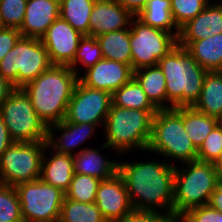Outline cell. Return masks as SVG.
I'll use <instances>...</instances> for the list:
<instances>
[{"label": "cell", "mask_w": 222, "mask_h": 222, "mask_svg": "<svg viewBox=\"0 0 222 222\" xmlns=\"http://www.w3.org/2000/svg\"><path fill=\"white\" fill-rule=\"evenodd\" d=\"M131 67L133 71L156 66L178 45V35L144 24L137 17L130 22Z\"/></svg>", "instance_id": "obj_10"}, {"label": "cell", "mask_w": 222, "mask_h": 222, "mask_svg": "<svg viewBox=\"0 0 222 222\" xmlns=\"http://www.w3.org/2000/svg\"><path fill=\"white\" fill-rule=\"evenodd\" d=\"M175 166L173 217L188 209L208 204L218 184L214 163L192 161Z\"/></svg>", "instance_id": "obj_6"}, {"label": "cell", "mask_w": 222, "mask_h": 222, "mask_svg": "<svg viewBox=\"0 0 222 222\" xmlns=\"http://www.w3.org/2000/svg\"><path fill=\"white\" fill-rule=\"evenodd\" d=\"M59 16L60 0H27L21 36L41 39Z\"/></svg>", "instance_id": "obj_18"}, {"label": "cell", "mask_w": 222, "mask_h": 222, "mask_svg": "<svg viewBox=\"0 0 222 222\" xmlns=\"http://www.w3.org/2000/svg\"><path fill=\"white\" fill-rule=\"evenodd\" d=\"M181 117L184 129L197 149L203 144L209 133L221 122L219 119L205 115L193 107H181Z\"/></svg>", "instance_id": "obj_26"}, {"label": "cell", "mask_w": 222, "mask_h": 222, "mask_svg": "<svg viewBox=\"0 0 222 222\" xmlns=\"http://www.w3.org/2000/svg\"><path fill=\"white\" fill-rule=\"evenodd\" d=\"M20 37L19 29L0 27V61L13 49Z\"/></svg>", "instance_id": "obj_39"}, {"label": "cell", "mask_w": 222, "mask_h": 222, "mask_svg": "<svg viewBox=\"0 0 222 222\" xmlns=\"http://www.w3.org/2000/svg\"><path fill=\"white\" fill-rule=\"evenodd\" d=\"M157 111L128 109L112 104L103 126L107 140L101 149L112 148L118 154L134 149L147 151L152 120Z\"/></svg>", "instance_id": "obj_4"}, {"label": "cell", "mask_w": 222, "mask_h": 222, "mask_svg": "<svg viewBox=\"0 0 222 222\" xmlns=\"http://www.w3.org/2000/svg\"><path fill=\"white\" fill-rule=\"evenodd\" d=\"M186 50L207 71H222V33L193 41Z\"/></svg>", "instance_id": "obj_24"}, {"label": "cell", "mask_w": 222, "mask_h": 222, "mask_svg": "<svg viewBox=\"0 0 222 222\" xmlns=\"http://www.w3.org/2000/svg\"><path fill=\"white\" fill-rule=\"evenodd\" d=\"M60 222H107L96 203L77 202L64 197Z\"/></svg>", "instance_id": "obj_30"}, {"label": "cell", "mask_w": 222, "mask_h": 222, "mask_svg": "<svg viewBox=\"0 0 222 222\" xmlns=\"http://www.w3.org/2000/svg\"><path fill=\"white\" fill-rule=\"evenodd\" d=\"M0 115L14 142L47 141L48 126L37 115L30 98L16 88L0 106Z\"/></svg>", "instance_id": "obj_8"}, {"label": "cell", "mask_w": 222, "mask_h": 222, "mask_svg": "<svg viewBox=\"0 0 222 222\" xmlns=\"http://www.w3.org/2000/svg\"><path fill=\"white\" fill-rule=\"evenodd\" d=\"M52 151L49 146L46 145L42 158L41 167V179L56 188H59L62 192L66 193L72 177L73 171V156L60 154L53 151L49 156H46L48 152ZM46 152V153H45Z\"/></svg>", "instance_id": "obj_21"}, {"label": "cell", "mask_w": 222, "mask_h": 222, "mask_svg": "<svg viewBox=\"0 0 222 222\" xmlns=\"http://www.w3.org/2000/svg\"><path fill=\"white\" fill-rule=\"evenodd\" d=\"M133 17L116 0H96L89 20V36L127 29Z\"/></svg>", "instance_id": "obj_17"}, {"label": "cell", "mask_w": 222, "mask_h": 222, "mask_svg": "<svg viewBox=\"0 0 222 222\" xmlns=\"http://www.w3.org/2000/svg\"><path fill=\"white\" fill-rule=\"evenodd\" d=\"M47 141L13 142L0 157V184L16 186L40 179Z\"/></svg>", "instance_id": "obj_9"}, {"label": "cell", "mask_w": 222, "mask_h": 222, "mask_svg": "<svg viewBox=\"0 0 222 222\" xmlns=\"http://www.w3.org/2000/svg\"><path fill=\"white\" fill-rule=\"evenodd\" d=\"M147 152L182 163L197 160L198 149L184 129L181 107L159 109L153 116L152 135Z\"/></svg>", "instance_id": "obj_5"}, {"label": "cell", "mask_w": 222, "mask_h": 222, "mask_svg": "<svg viewBox=\"0 0 222 222\" xmlns=\"http://www.w3.org/2000/svg\"><path fill=\"white\" fill-rule=\"evenodd\" d=\"M118 174L125 183L134 210H164L173 217L174 164L168 160L135 163L120 161Z\"/></svg>", "instance_id": "obj_1"}, {"label": "cell", "mask_w": 222, "mask_h": 222, "mask_svg": "<svg viewBox=\"0 0 222 222\" xmlns=\"http://www.w3.org/2000/svg\"><path fill=\"white\" fill-rule=\"evenodd\" d=\"M222 33V2H210L195 18L179 29L178 45L187 48L193 41Z\"/></svg>", "instance_id": "obj_16"}, {"label": "cell", "mask_w": 222, "mask_h": 222, "mask_svg": "<svg viewBox=\"0 0 222 222\" xmlns=\"http://www.w3.org/2000/svg\"><path fill=\"white\" fill-rule=\"evenodd\" d=\"M222 150V122H220L204 140L197 152V160L215 163Z\"/></svg>", "instance_id": "obj_36"}, {"label": "cell", "mask_w": 222, "mask_h": 222, "mask_svg": "<svg viewBox=\"0 0 222 222\" xmlns=\"http://www.w3.org/2000/svg\"><path fill=\"white\" fill-rule=\"evenodd\" d=\"M98 126L89 123L68 122L64 119L48 126L47 145L57 153L74 156L76 154L75 148L83 145L82 143H85L95 133ZM54 131H61L62 134L57 138Z\"/></svg>", "instance_id": "obj_19"}, {"label": "cell", "mask_w": 222, "mask_h": 222, "mask_svg": "<svg viewBox=\"0 0 222 222\" xmlns=\"http://www.w3.org/2000/svg\"><path fill=\"white\" fill-rule=\"evenodd\" d=\"M16 88L0 75V106Z\"/></svg>", "instance_id": "obj_43"}, {"label": "cell", "mask_w": 222, "mask_h": 222, "mask_svg": "<svg viewBox=\"0 0 222 222\" xmlns=\"http://www.w3.org/2000/svg\"><path fill=\"white\" fill-rule=\"evenodd\" d=\"M208 205L222 213V183H218L215 191L210 195Z\"/></svg>", "instance_id": "obj_42"}, {"label": "cell", "mask_w": 222, "mask_h": 222, "mask_svg": "<svg viewBox=\"0 0 222 222\" xmlns=\"http://www.w3.org/2000/svg\"><path fill=\"white\" fill-rule=\"evenodd\" d=\"M27 0H0V27L20 29Z\"/></svg>", "instance_id": "obj_35"}, {"label": "cell", "mask_w": 222, "mask_h": 222, "mask_svg": "<svg viewBox=\"0 0 222 222\" xmlns=\"http://www.w3.org/2000/svg\"><path fill=\"white\" fill-rule=\"evenodd\" d=\"M101 59H103V55L96 37L84 35L79 41L75 57L69 67L79 76L80 71H78V62L79 64L81 63V66L83 65L86 70Z\"/></svg>", "instance_id": "obj_32"}, {"label": "cell", "mask_w": 222, "mask_h": 222, "mask_svg": "<svg viewBox=\"0 0 222 222\" xmlns=\"http://www.w3.org/2000/svg\"><path fill=\"white\" fill-rule=\"evenodd\" d=\"M171 222H187L182 216H174L172 217Z\"/></svg>", "instance_id": "obj_45"}, {"label": "cell", "mask_w": 222, "mask_h": 222, "mask_svg": "<svg viewBox=\"0 0 222 222\" xmlns=\"http://www.w3.org/2000/svg\"><path fill=\"white\" fill-rule=\"evenodd\" d=\"M96 0H60V17L82 35L89 36V20Z\"/></svg>", "instance_id": "obj_28"}, {"label": "cell", "mask_w": 222, "mask_h": 222, "mask_svg": "<svg viewBox=\"0 0 222 222\" xmlns=\"http://www.w3.org/2000/svg\"><path fill=\"white\" fill-rule=\"evenodd\" d=\"M129 13L136 17L146 6L148 0H116Z\"/></svg>", "instance_id": "obj_40"}, {"label": "cell", "mask_w": 222, "mask_h": 222, "mask_svg": "<svg viewBox=\"0 0 222 222\" xmlns=\"http://www.w3.org/2000/svg\"><path fill=\"white\" fill-rule=\"evenodd\" d=\"M218 183H222V160L214 163Z\"/></svg>", "instance_id": "obj_44"}, {"label": "cell", "mask_w": 222, "mask_h": 222, "mask_svg": "<svg viewBox=\"0 0 222 222\" xmlns=\"http://www.w3.org/2000/svg\"><path fill=\"white\" fill-rule=\"evenodd\" d=\"M78 75L69 66L52 65L21 89L47 126L65 119Z\"/></svg>", "instance_id": "obj_2"}, {"label": "cell", "mask_w": 222, "mask_h": 222, "mask_svg": "<svg viewBox=\"0 0 222 222\" xmlns=\"http://www.w3.org/2000/svg\"><path fill=\"white\" fill-rule=\"evenodd\" d=\"M0 222H24L15 186L0 184Z\"/></svg>", "instance_id": "obj_33"}, {"label": "cell", "mask_w": 222, "mask_h": 222, "mask_svg": "<svg viewBox=\"0 0 222 222\" xmlns=\"http://www.w3.org/2000/svg\"><path fill=\"white\" fill-rule=\"evenodd\" d=\"M136 17L146 25L179 34L171 15V0H148L145 8Z\"/></svg>", "instance_id": "obj_27"}, {"label": "cell", "mask_w": 222, "mask_h": 222, "mask_svg": "<svg viewBox=\"0 0 222 222\" xmlns=\"http://www.w3.org/2000/svg\"><path fill=\"white\" fill-rule=\"evenodd\" d=\"M51 66L47 49L41 40L21 36L0 61V75L15 88H22Z\"/></svg>", "instance_id": "obj_7"}, {"label": "cell", "mask_w": 222, "mask_h": 222, "mask_svg": "<svg viewBox=\"0 0 222 222\" xmlns=\"http://www.w3.org/2000/svg\"><path fill=\"white\" fill-rule=\"evenodd\" d=\"M172 216L160 211L132 210L126 216L113 222H171Z\"/></svg>", "instance_id": "obj_38"}, {"label": "cell", "mask_w": 222, "mask_h": 222, "mask_svg": "<svg viewBox=\"0 0 222 222\" xmlns=\"http://www.w3.org/2000/svg\"><path fill=\"white\" fill-rule=\"evenodd\" d=\"M210 0H171V15L178 29L204 10Z\"/></svg>", "instance_id": "obj_34"}, {"label": "cell", "mask_w": 222, "mask_h": 222, "mask_svg": "<svg viewBox=\"0 0 222 222\" xmlns=\"http://www.w3.org/2000/svg\"><path fill=\"white\" fill-rule=\"evenodd\" d=\"M24 222L59 221L65 193L41 178L15 186Z\"/></svg>", "instance_id": "obj_11"}, {"label": "cell", "mask_w": 222, "mask_h": 222, "mask_svg": "<svg viewBox=\"0 0 222 222\" xmlns=\"http://www.w3.org/2000/svg\"><path fill=\"white\" fill-rule=\"evenodd\" d=\"M157 65L166 79L167 109L192 107L199 99L207 70L179 45L164 55Z\"/></svg>", "instance_id": "obj_3"}, {"label": "cell", "mask_w": 222, "mask_h": 222, "mask_svg": "<svg viewBox=\"0 0 222 222\" xmlns=\"http://www.w3.org/2000/svg\"><path fill=\"white\" fill-rule=\"evenodd\" d=\"M112 104L128 109L158 110L134 78L112 94Z\"/></svg>", "instance_id": "obj_29"}, {"label": "cell", "mask_w": 222, "mask_h": 222, "mask_svg": "<svg viewBox=\"0 0 222 222\" xmlns=\"http://www.w3.org/2000/svg\"><path fill=\"white\" fill-rule=\"evenodd\" d=\"M195 110L222 122V71H207Z\"/></svg>", "instance_id": "obj_22"}, {"label": "cell", "mask_w": 222, "mask_h": 222, "mask_svg": "<svg viewBox=\"0 0 222 222\" xmlns=\"http://www.w3.org/2000/svg\"><path fill=\"white\" fill-rule=\"evenodd\" d=\"M96 39L100 44L103 59L131 66L130 27L101 34Z\"/></svg>", "instance_id": "obj_25"}, {"label": "cell", "mask_w": 222, "mask_h": 222, "mask_svg": "<svg viewBox=\"0 0 222 222\" xmlns=\"http://www.w3.org/2000/svg\"><path fill=\"white\" fill-rule=\"evenodd\" d=\"M96 148H80L73 156V171L101 180L109 179L118 173L119 162L104 158Z\"/></svg>", "instance_id": "obj_20"}, {"label": "cell", "mask_w": 222, "mask_h": 222, "mask_svg": "<svg viewBox=\"0 0 222 222\" xmlns=\"http://www.w3.org/2000/svg\"><path fill=\"white\" fill-rule=\"evenodd\" d=\"M100 182L101 179L96 177L74 173L65 197L77 202L95 203Z\"/></svg>", "instance_id": "obj_31"}, {"label": "cell", "mask_w": 222, "mask_h": 222, "mask_svg": "<svg viewBox=\"0 0 222 222\" xmlns=\"http://www.w3.org/2000/svg\"><path fill=\"white\" fill-rule=\"evenodd\" d=\"M111 105L110 93L89 88L78 80L69 101L65 119L73 123L104 126Z\"/></svg>", "instance_id": "obj_12"}, {"label": "cell", "mask_w": 222, "mask_h": 222, "mask_svg": "<svg viewBox=\"0 0 222 222\" xmlns=\"http://www.w3.org/2000/svg\"><path fill=\"white\" fill-rule=\"evenodd\" d=\"M14 141L11 139L7 126L0 115V157Z\"/></svg>", "instance_id": "obj_41"}, {"label": "cell", "mask_w": 222, "mask_h": 222, "mask_svg": "<svg viewBox=\"0 0 222 222\" xmlns=\"http://www.w3.org/2000/svg\"><path fill=\"white\" fill-rule=\"evenodd\" d=\"M83 36L59 16L40 40L47 49L52 65L69 66Z\"/></svg>", "instance_id": "obj_13"}, {"label": "cell", "mask_w": 222, "mask_h": 222, "mask_svg": "<svg viewBox=\"0 0 222 222\" xmlns=\"http://www.w3.org/2000/svg\"><path fill=\"white\" fill-rule=\"evenodd\" d=\"M181 216L187 222H222V213L208 204L188 209Z\"/></svg>", "instance_id": "obj_37"}, {"label": "cell", "mask_w": 222, "mask_h": 222, "mask_svg": "<svg viewBox=\"0 0 222 222\" xmlns=\"http://www.w3.org/2000/svg\"><path fill=\"white\" fill-rule=\"evenodd\" d=\"M85 71L82 76H78V80L83 85L108 92L111 95L128 83L134 73L130 65L107 59L99 60Z\"/></svg>", "instance_id": "obj_14"}, {"label": "cell", "mask_w": 222, "mask_h": 222, "mask_svg": "<svg viewBox=\"0 0 222 222\" xmlns=\"http://www.w3.org/2000/svg\"><path fill=\"white\" fill-rule=\"evenodd\" d=\"M218 160H222V150H221V153H220V156H219Z\"/></svg>", "instance_id": "obj_46"}, {"label": "cell", "mask_w": 222, "mask_h": 222, "mask_svg": "<svg viewBox=\"0 0 222 222\" xmlns=\"http://www.w3.org/2000/svg\"><path fill=\"white\" fill-rule=\"evenodd\" d=\"M133 78L158 110L167 109L166 79L158 65L135 70Z\"/></svg>", "instance_id": "obj_23"}, {"label": "cell", "mask_w": 222, "mask_h": 222, "mask_svg": "<svg viewBox=\"0 0 222 222\" xmlns=\"http://www.w3.org/2000/svg\"><path fill=\"white\" fill-rule=\"evenodd\" d=\"M95 203L107 222L119 220L133 210L125 183L118 173L101 180Z\"/></svg>", "instance_id": "obj_15"}]
</instances>
